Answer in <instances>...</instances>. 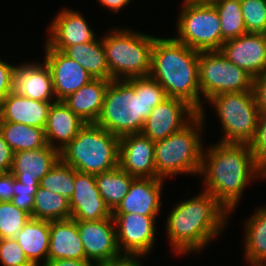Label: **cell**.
Masks as SVG:
<instances>
[{
	"mask_svg": "<svg viewBox=\"0 0 266 266\" xmlns=\"http://www.w3.org/2000/svg\"><path fill=\"white\" fill-rule=\"evenodd\" d=\"M199 175L204 176V191L232 213L247 183L265 178V169L256 161L250 145L217 142L203 150Z\"/></svg>",
	"mask_w": 266,
	"mask_h": 266,
	"instance_id": "cell-1",
	"label": "cell"
},
{
	"mask_svg": "<svg viewBox=\"0 0 266 266\" xmlns=\"http://www.w3.org/2000/svg\"><path fill=\"white\" fill-rule=\"evenodd\" d=\"M166 98L164 88L150 76L111 80L95 123L118 137L141 133L150 112Z\"/></svg>",
	"mask_w": 266,
	"mask_h": 266,
	"instance_id": "cell-2",
	"label": "cell"
},
{
	"mask_svg": "<svg viewBox=\"0 0 266 266\" xmlns=\"http://www.w3.org/2000/svg\"><path fill=\"white\" fill-rule=\"evenodd\" d=\"M229 214L212 194L204 190L179 201L166 219L170 247L180 255L201 251L221 234Z\"/></svg>",
	"mask_w": 266,
	"mask_h": 266,
	"instance_id": "cell-3",
	"label": "cell"
},
{
	"mask_svg": "<svg viewBox=\"0 0 266 266\" xmlns=\"http://www.w3.org/2000/svg\"><path fill=\"white\" fill-rule=\"evenodd\" d=\"M149 76L164 88L168 97L186 101L205 116L200 100L199 51L173 37H155Z\"/></svg>",
	"mask_w": 266,
	"mask_h": 266,
	"instance_id": "cell-4",
	"label": "cell"
},
{
	"mask_svg": "<svg viewBox=\"0 0 266 266\" xmlns=\"http://www.w3.org/2000/svg\"><path fill=\"white\" fill-rule=\"evenodd\" d=\"M60 159L83 173L97 175L119 166V137L86 123L61 151Z\"/></svg>",
	"mask_w": 266,
	"mask_h": 266,
	"instance_id": "cell-5",
	"label": "cell"
},
{
	"mask_svg": "<svg viewBox=\"0 0 266 266\" xmlns=\"http://www.w3.org/2000/svg\"><path fill=\"white\" fill-rule=\"evenodd\" d=\"M204 115L198 113L190 122L163 140L155 142V167L159 178L199 174L201 170Z\"/></svg>",
	"mask_w": 266,
	"mask_h": 266,
	"instance_id": "cell-6",
	"label": "cell"
},
{
	"mask_svg": "<svg viewBox=\"0 0 266 266\" xmlns=\"http://www.w3.org/2000/svg\"><path fill=\"white\" fill-rule=\"evenodd\" d=\"M101 39L111 80L149 76L155 36L119 28Z\"/></svg>",
	"mask_w": 266,
	"mask_h": 266,
	"instance_id": "cell-7",
	"label": "cell"
},
{
	"mask_svg": "<svg viewBox=\"0 0 266 266\" xmlns=\"http://www.w3.org/2000/svg\"><path fill=\"white\" fill-rule=\"evenodd\" d=\"M210 103L219 116L224 144H250L256 134L259 109L254 91L231 92L215 95Z\"/></svg>",
	"mask_w": 266,
	"mask_h": 266,
	"instance_id": "cell-8",
	"label": "cell"
},
{
	"mask_svg": "<svg viewBox=\"0 0 266 266\" xmlns=\"http://www.w3.org/2000/svg\"><path fill=\"white\" fill-rule=\"evenodd\" d=\"M254 78L220 50L199 51V87L209 100L215 95L253 90Z\"/></svg>",
	"mask_w": 266,
	"mask_h": 266,
	"instance_id": "cell-9",
	"label": "cell"
},
{
	"mask_svg": "<svg viewBox=\"0 0 266 266\" xmlns=\"http://www.w3.org/2000/svg\"><path fill=\"white\" fill-rule=\"evenodd\" d=\"M177 22L178 36L173 37L197 51L220 50L222 32L215 6L183 3Z\"/></svg>",
	"mask_w": 266,
	"mask_h": 266,
	"instance_id": "cell-10",
	"label": "cell"
},
{
	"mask_svg": "<svg viewBox=\"0 0 266 266\" xmlns=\"http://www.w3.org/2000/svg\"><path fill=\"white\" fill-rule=\"evenodd\" d=\"M116 238L122 255L145 257L154 245L157 216L136 213H112Z\"/></svg>",
	"mask_w": 266,
	"mask_h": 266,
	"instance_id": "cell-11",
	"label": "cell"
},
{
	"mask_svg": "<svg viewBox=\"0 0 266 266\" xmlns=\"http://www.w3.org/2000/svg\"><path fill=\"white\" fill-rule=\"evenodd\" d=\"M197 114L186 101L168 97L150 112L141 133L154 142L163 140L185 127Z\"/></svg>",
	"mask_w": 266,
	"mask_h": 266,
	"instance_id": "cell-12",
	"label": "cell"
},
{
	"mask_svg": "<svg viewBox=\"0 0 266 266\" xmlns=\"http://www.w3.org/2000/svg\"><path fill=\"white\" fill-rule=\"evenodd\" d=\"M77 228L87 261L99 265L122 256L112 216L97 221H77Z\"/></svg>",
	"mask_w": 266,
	"mask_h": 266,
	"instance_id": "cell-13",
	"label": "cell"
},
{
	"mask_svg": "<svg viewBox=\"0 0 266 266\" xmlns=\"http://www.w3.org/2000/svg\"><path fill=\"white\" fill-rule=\"evenodd\" d=\"M119 167L135 178H159L155 142L142 133L119 137Z\"/></svg>",
	"mask_w": 266,
	"mask_h": 266,
	"instance_id": "cell-14",
	"label": "cell"
},
{
	"mask_svg": "<svg viewBox=\"0 0 266 266\" xmlns=\"http://www.w3.org/2000/svg\"><path fill=\"white\" fill-rule=\"evenodd\" d=\"M221 53L253 78L266 72V34L246 33L225 41Z\"/></svg>",
	"mask_w": 266,
	"mask_h": 266,
	"instance_id": "cell-15",
	"label": "cell"
},
{
	"mask_svg": "<svg viewBox=\"0 0 266 266\" xmlns=\"http://www.w3.org/2000/svg\"><path fill=\"white\" fill-rule=\"evenodd\" d=\"M45 59L52 74L53 90L57 101H63L94 78L76 61L62 51L45 43Z\"/></svg>",
	"mask_w": 266,
	"mask_h": 266,
	"instance_id": "cell-16",
	"label": "cell"
},
{
	"mask_svg": "<svg viewBox=\"0 0 266 266\" xmlns=\"http://www.w3.org/2000/svg\"><path fill=\"white\" fill-rule=\"evenodd\" d=\"M71 219L97 221L110 218L111 210L106 206L96 185L95 175L75 170L74 191L69 199Z\"/></svg>",
	"mask_w": 266,
	"mask_h": 266,
	"instance_id": "cell-17",
	"label": "cell"
},
{
	"mask_svg": "<svg viewBox=\"0 0 266 266\" xmlns=\"http://www.w3.org/2000/svg\"><path fill=\"white\" fill-rule=\"evenodd\" d=\"M48 29L49 37L46 43L55 50L63 51L67 46L96 39L84 16L69 8L57 13Z\"/></svg>",
	"mask_w": 266,
	"mask_h": 266,
	"instance_id": "cell-18",
	"label": "cell"
},
{
	"mask_svg": "<svg viewBox=\"0 0 266 266\" xmlns=\"http://www.w3.org/2000/svg\"><path fill=\"white\" fill-rule=\"evenodd\" d=\"M163 180L161 178H135L128 193L112 213L157 216L162 205Z\"/></svg>",
	"mask_w": 266,
	"mask_h": 266,
	"instance_id": "cell-19",
	"label": "cell"
},
{
	"mask_svg": "<svg viewBox=\"0 0 266 266\" xmlns=\"http://www.w3.org/2000/svg\"><path fill=\"white\" fill-rule=\"evenodd\" d=\"M12 92L30 99L53 102L52 74L44 61L17 65L13 76Z\"/></svg>",
	"mask_w": 266,
	"mask_h": 266,
	"instance_id": "cell-20",
	"label": "cell"
},
{
	"mask_svg": "<svg viewBox=\"0 0 266 266\" xmlns=\"http://www.w3.org/2000/svg\"><path fill=\"white\" fill-rule=\"evenodd\" d=\"M59 159L60 152L49 144L35 150L18 151L13 153L10 172L25 185H39Z\"/></svg>",
	"mask_w": 266,
	"mask_h": 266,
	"instance_id": "cell-21",
	"label": "cell"
},
{
	"mask_svg": "<svg viewBox=\"0 0 266 266\" xmlns=\"http://www.w3.org/2000/svg\"><path fill=\"white\" fill-rule=\"evenodd\" d=\"M52 103L30 99L11 92L0 102V121L44 129Z\"/></svg>",
	"mask_w": 266,
	"mask_h": 266,
	"instance_id": "cell-22",
	"label": "cell"
},
{
	"mask_svg": "<svg viewBox=\"0 0 266 266\" xmlns=\"http://www.w3.org/2000/svg\"><path fill=\"white\" fill-rule=\"evenodd\" d=\"M86 124L63 101H55L49 108L44 128L47 143L59 152L71 142ZM59 142L57 146L55 143Z\"/></svg>",
	"mask_w": 266,
	"mask_h": 266,
	"instance_id": "cell-23",
	"label": "cell"
},
{
	"mask_svg": "<svg viewBox=\"0 0 266 266\" xmlns=\"http://www.w3.org/2000/svg\"><path fill=\"white\" fill-rule=\"evenodd\" d=\"M57 259L86 260L76 220L50 221L48 260Z\"/></svg>",
	"mask_w": 266,
	"mask_h": 266,
	"instance_id": "cell-24",
	"label": "cell"
},
{
	"mask_svg": "<svg viewBox=\"0 0 266 266\" xmlns=\"http://www.w3.org/2000/svg\"><path fill=\"white\" fill-rule=\"evenodd\" d=\"M111 80L93 79L66 97L63 102L86 123H95L102 111Z\"/></svg>",
	"mask_w": 266,
	"mask_h": 266,
	"instance_id": "cell-25",
	"label": "cell"
},
{
	"mask_svg": "<svg viewBox=\"0 0 266 266\" xmlns=\"http://www.w3.org/2000/svg\"><path fill=\"white\" fill-rule=\"evenodd\" d=\"M18 245L34 266L48 261L50 221L31 218L15 237Z\"/></svg>",
	"mask_w": 266,
	"mask_h": 266,
	"instance_id": "cell-26",
	"label": "cell"
},
{
	"mask_svg": "<svg viewBox=\"0 0 266 266\" xmlns=\"http://www.w3.org/2000/svg\"><path fill=\"white\" fill-rule=\"evenodd\" d=\"M62 52L79 63L94 79L111 80L102 39L67 46Z\"/></svg>",
	"mask_w": 266,
	"mask_h": 266,
	"instance_id": "cell-27",
	"label": "cell"
},
{
	"mask_svg": "<svg viewBox=\"0 0 266 266\" xmlns=\"http://www.w3.org/2000/svg\"><path fill=\"white\" fill-rule=\"evenodd\" d=\"M245 258L249 266H266V206L257 208L245 224Z\"/></svg>",
	"mask_w": 266,
	"mask_h": 266,
	"instance_id": "cell-28",
	"label": "cell"
},
{
	"mask_svg": "<svg viewBox=\"0 0 266 266\" xmlns=\"http://www.w3.org/2000/svg\"><path fill=\"white\" fill-rule=\"evenodd\" d=\"M0 134L13 153L35 150L48 145L44 129L21 123L0 121Z\"/></svg>",
	"mask_w": 266,
	"mask_h": 266,
	"instance_id": "cell-29",
	"label": "cell"
},
{
	"mask_svg": "<svg viewBox=\"0 0 266 266\" xmlns=\"http://www.w3.org/2000/svg\"><path fill=\"white\" fill-rule=\"evenodd\" d=\"M135 177L116 168L95 175L96 185L106 206L113 212L128 193Z\"/></svg>",
	"mask_w": 266,
	"mask_h": 266,
	"instance_id": "cell-30",
	"label": "cell"
},
{
	"mask_svg": "<svg viewBox=\"0 0 266 266\" xmlns=\"http://www.w3.org/2000/svg\"><path fill=\"white\" fill-rule=\"evenodd\" d=\"M33 199L31 218L47 221L71 218L69 199L65 196L39 186Z\"/></svg>",
	"mask_w": 266,
	"mask_h": 266,
	"instance_id": "cell-31",
	"label": "cell"
},
{
	"mask_svg": "<svg viewBox=\"0 0 266 266\" xmlns=\"http://www.w3.org/2000/svg\"><path fill=\"white\" fill-rule=\"evenodd\" d=\"M214 6L220 19L222 44L247 33L240 0H221Z\"/></svg>",
	"mask_w": 266,
	"mask_h": 266,
	"instance_id": "cell-32",
	"label": "cell"
},
{
	"mask_svg": "<svg viewBox=\"0 0 266 266\" xmlns=\"http://www.w3.org/2000/svg\"><path fill=\"white\" fill-rule=\"evenodd\" d=\"M75 169L59 159L45 174L39 186L70 199L74 191Z\"/></svg>",
	"mask_w": 266,
	"mask_h": 266,
	"instance_id": "cell-33",
	"label": "cell"
},
{
	"mask_svg": "<svg viewBox=\"0 0 266 266\" xmlns=\"http://www.w3.org/2000/svg\"><path fill=\"white\" fill-rule=\"evenodd\" d=\"M31 215L11 201H0V239L15 238Z\"/></svg>",
	"mask_w": 266,
	"mask_h": 266,
	"instance_id": "cell-34",
	"label": "cell"
},
{
	"mask_svg": "<svg viewBox=\"0 0 266 266\" xmlns=\"http://www.w3.org/2000/svg\"><path fill=\"white\" fill-rule=\"evenodd\" d=\"M247 33L266 34V0H240Z\"/></svg>",
	"mask_w": 266,
	"mask_h": 266,
	"instance_id": "cell-35",
	"label": "cell"
},
{
	"mask_svg": "<svg viewBox=\"0 0 266 266\" xmlns=\"http://www.w3.org/2000/svg\"><path fill=\"white\" fill-rule=\"evenodd\" d=\"M0 263L3 266H34L15 238L0 239Z\"/></svg>",
	"mask_w": 266,
	"mask_h": 266,
	"instance_id": "cell-36",
	"label": "cell"
},
{
	"mask_svg": "<svg viewBox=\"0 0 266 266\" xmlns=\"http://www.w3.org/2000/svg\"><path fill=\"white\" fill-rule=\"evenodd\" d=\"M39 185H25L14 176V196L11 202L32 215L33 205H34V195L38 189Z\"/></svg>",
	"mask_w": 266,
	"mask_h": 266,
	"instance_id": "cell-37",
	"label": "cell"
},
{
	"mask_svg": "<svg viewBox=\"0 0 266 266\" xmlns=\"http://www.w3.org/2000/svg\"><path fill=\"white\" fill-rule=\"evenodd\" d=\"M249 145L256 161L266 169V112L259 114L256 134Z\"/></svg>",
	"mask_w": 266,
	"mask_h": 266,
	"instance_id": "cell-38",
	"label": "cell"
},
{
	"mask_svg": "<svg viewBox=\"0 0 266 266\" xmlns=\"http://www.w3.org/2000/svg\"><path fill=\"white\" fill-rule=\"evenodd\" d=\"M16 66L0 59V102L12 92Z\"/></svg>",
	"mask_w": 266,
	"mask_h": 266,
	"instance_id": "cell-39",
	"label": "cell"
},
{
	"mask_svg": "<svg viewBox=\"0 0 266 266\" xmlns=\"http://www.w3.org/2000/svg\"><path fill=\"white\" fill-rule=\"evenodd\" d=\"M253 91L259 112H266V72L254 78Z\"/></svg>",
	"mask_w": 266,
	"mask_h": 266,
	"instance_id": "cell-40",
	"label": "cell"
},
{
	"mask_svg": "<svg viewBox=\"0 0 266 266\" xmlns=\"http://www.w3.org/2000/svg\"><path fill=\"white\" fill-rule=\"evenodd\" d=\"M14 196V175L0 172V201H11Z\"/></svg>",
	"mask_w": 266,
	"mask_h": 266,
	"instance_id": "cell-41",
	"label": "cell"
},
{
	"mask_svg": "<svg viewBox=\"0 0 266 266\" xmlns=\"http://www.w3.org/2000/svg\"><path fill=\"white\" fill-rule=\"evenodd\" d=\"M13 160V151L0 134V172H10Z\"/></svg>",
	"mask_w": 266,
	"mask_h": 266,
	"instance_id": "cell-42",
	"label": "cell"
},
{
	"mask_svg": "<svg viewBox=\"0 0 266 266\" xmlns=\"http://www.w3.org/2000/svg\"><path fill=\"white\" fill-rule=\"evenodd\" d=\"M96 266H142L139 256L122 255L121 257Z\"/></svg>",
	"mask_w": 266,
	"mask_h": 266,
	"instance_id": "cell-43",
	"label": "cell"
},
{
	"mask_svg": "<svg viewBox=\"0 0 266 266\" xmlns=\"http://www.w3.org/2000/svg\"><path fill=\"white\" fill-rule=\"evenodd\" d=\"M42 266H96L93 262L87 260H76V259H57L48 260Z\"/></svg>",
	"mask_w": 266,
	"mask_h": 266,
	"instance_id": "cell-44",
	"label": "cell"
},
{
	"mask_svg": "<svg viewBox=\"0 0 266 266\" xmlns=\"http://www.w3.org/2000/svg\"><path fill=\"white\" fill-rule=\"evenodd\" d=\"M99 4L107 7L110 11H114L116 13L124 8V6L128 5L131 0H98Z\"/></svg>",
	"mask_w": 266,
	"mask_h": 266,
	"instance_id": "cell-45",
	"label": "cell"
},
{
	"mask_svg": "<svg viewBox=\"0 0 266 266\" xmlns=\"http://www.w3.org/2000/svg\"><path fill=\"white\" fill-rule=\"evenodd\" d=\"M185 2L194 4V5H210V6H214L215 4H217L218 2H220L221 0H184Z\"/></svg>",
	"mask_w": 266,
	"mask_h": 266,
	"instance_id": "cell-46",
	"label": "cell"
}]
</instances>
